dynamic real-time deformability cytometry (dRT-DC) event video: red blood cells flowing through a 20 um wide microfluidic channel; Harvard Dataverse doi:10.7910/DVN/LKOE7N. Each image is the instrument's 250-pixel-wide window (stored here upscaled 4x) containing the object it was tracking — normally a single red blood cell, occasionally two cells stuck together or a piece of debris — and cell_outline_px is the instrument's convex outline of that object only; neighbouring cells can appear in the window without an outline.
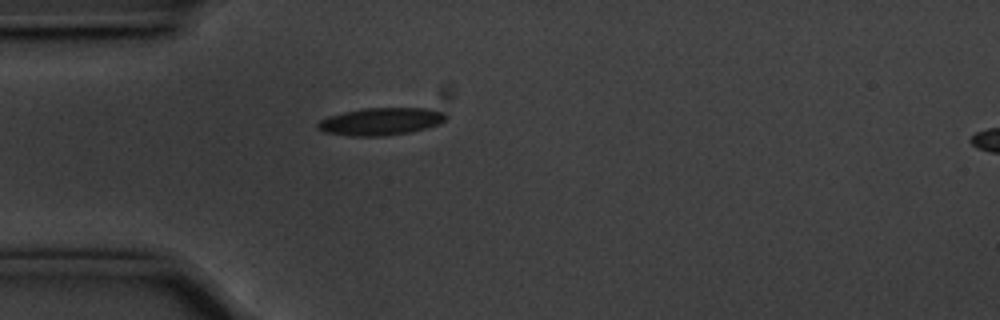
{"species": "common noctule bat (a hibernating species)", "species_latin": "Nyctalus noctula", "temperature_condition": "cold", "stored_images_in_passage": 42, "camera_frame_rate_fps": 3000, "um_per_image_px": 0.085, "animal": {"sex": "male", "body_mass_g": 20.1, "forearm_length_mm": 53.5}, "frame": {"image": 1, "passage_image": 1, "time_ms": 0.0, "image_size_px": [1000, 320], "cell_outline_px": [[448, 116], [440, 124], [408, 132], [380, 136], [348, 136], [324, 132], [316, 128], [316, 124], [320, 120], [328, 116], [344, 112], [364, 108], [428, 108], [444, 112]], "centroid_in_image_um": [32.34, 10.32], "position_along_channel_um": 52.7, "area_um2": 20.46}}
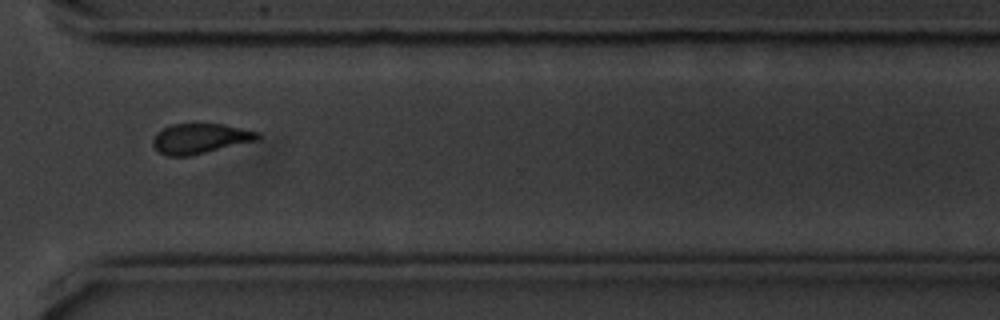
{"frame": {"image": 2, "passage_image": 27, "time_ms": 8.667, "image_size_px": [1000, 320], "cell_outline_px": [[260, 140], [188, 156], [168, 156], [160, 152], [152, 144], [152, 140], [156, 132], [172, 124], [224, 124], [260, 132]], "centroid_in_image_um": [17.04, 11.77], "position_along_channel_um": 353.6, "area_um2": 18.38}}
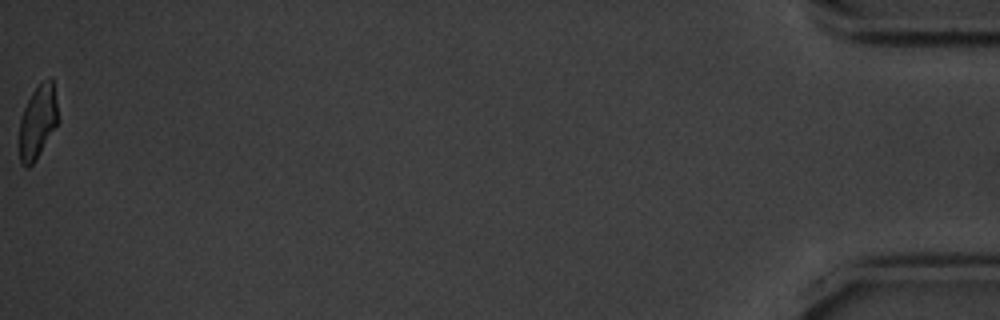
{"frame": {"image": 3, "passage_image": 42, "time_ms": 13.667, "image_size_px": [1000, 320], "cell_outline_px": [[56, 124], [36, 160], [28, 168], [24, 168], [20, 164], [20, 120], [24, 108], [32, 92], [48, 76], [52, 76], [56, 104]], "centroid_in_image_um": [3.17, 10.37], "position_along_channel_um": 432.0, "area_um2": 16.07}, "authors_computed_cell_mechanics": {"area_um2": 19.0451, "velocity_mm_per_s": 3.5561, "shape_relaxation_time_tau1_ms": 2.6013, "shape_relaxation_time_tau2_ms": 2.4343, "deformation_change_tau1": 0.1115, "deformation_change_tau2": 0.0811}}